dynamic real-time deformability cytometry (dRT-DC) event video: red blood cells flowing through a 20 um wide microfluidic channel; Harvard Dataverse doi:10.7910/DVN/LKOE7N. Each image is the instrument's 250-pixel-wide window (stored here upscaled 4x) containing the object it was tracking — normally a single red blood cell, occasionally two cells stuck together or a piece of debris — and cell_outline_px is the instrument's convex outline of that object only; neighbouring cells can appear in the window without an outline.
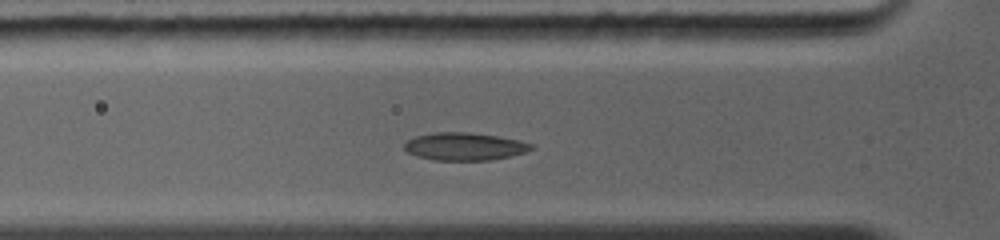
{"species": "common noctule bat (a hibernating species)", "species_latin": "Nyctalus noctula", "temperature_condition": "warm", "stored_images_in_passage": 8, "camera_frame_rate_fps": 5000, "um_per_image_px": 0.085, "animal": {"sex": "female", "body_mass_g": 19.0, "forearm_length_mm": 56.7}, "frame": {"image": 1, "passage_image": 5, "time_ms": 2.8, "image_size_px": [1000, 240], "cell_outline_px": [[536, 148], [524, 152], [492, 160], [432, 160], [416, 156], [408, 152], [404, 148], [404, 144], [408, 140], [416, 136], [436, 132], [468, 132], [496, 136], [520, 140], [532, 144]], "centroid_in_image_um": [39.48, 12.45], "position_along_channel_um": 86.3, "area_um2": 20.4}}
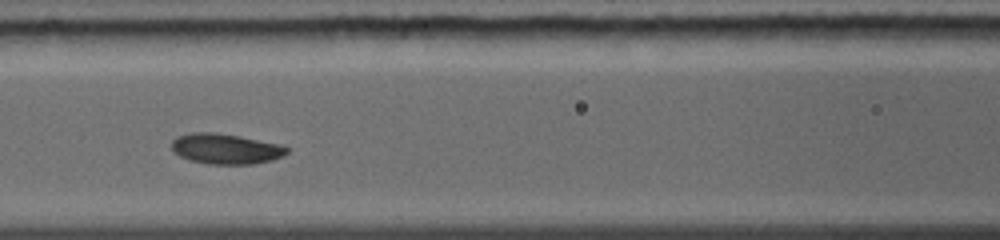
{"frame": {"image": 2, "passage_image": 7, "time_ms": 4.2, "image_size_px": [1000, 240], "cell_outline_px": [[288, 152], [284, 156], [272, 160], [256, 164], [208, 164], [192, 160], [180, 156], [172, 148], [172, 140], [176, 136], [192, 132], [212, 132], [284, 144], [288, 148]], "centroid_in_image_um": [19.23, 12.65], "position_along_channel_um": 147.4, "area_um2": 20.4}}